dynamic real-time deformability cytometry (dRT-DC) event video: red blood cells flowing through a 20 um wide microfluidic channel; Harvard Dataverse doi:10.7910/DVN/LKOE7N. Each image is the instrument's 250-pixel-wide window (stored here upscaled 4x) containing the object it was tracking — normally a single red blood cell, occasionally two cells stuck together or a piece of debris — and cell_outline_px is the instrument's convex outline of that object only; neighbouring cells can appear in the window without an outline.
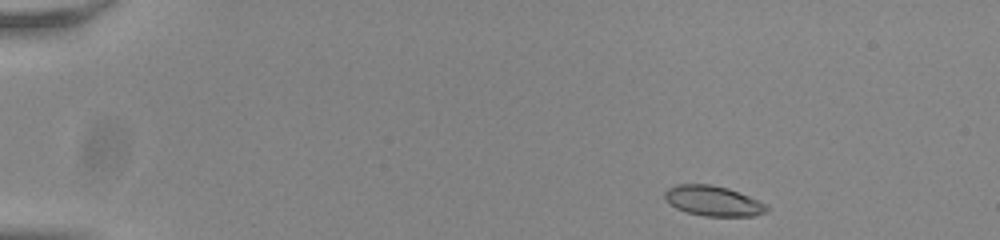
{"species": "common noctule bat (a hibernating species)", "species_latin": "Nyctalus noctula", "temperature_condition": "room temperature", "stored_images_in_passage": 48, "camera_frame_rate_fps": 3000, "um_per_image_px": 0.085, "animal": {"sex": "male", "body_mass_g": 20.0, "forearm_length_mm": 53.3}, "frame": {"image": 1, "passage_image": 1, "time_ms": 0.0, "image_size_px": [1000, 240], "cell_outline_px": [[768, 212], [752, 216], [704, 216], [688, 212], [676, 208], [668, 204], [664, 196], [664, 192], [668, 188], [676, 184], [712, 184], [728, 188], [768, 204]], "centroid_in_image_um": [60.61, 17.07], "position_along_channel_um": 24.4, "area_um2": 18.03}}
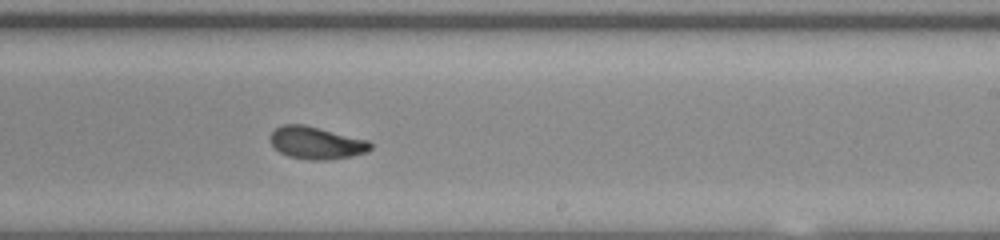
{"frame": {"image": 2, "passage_image": 28, "time_ms": 9.0, "image_size_px": [1000, 240], "cell_outline_px": [[372, 148], [368, 152], [352, 156], [324, 160], [308, 160], [288, 156], [280, 152], [268, 140], [272, 132], [276, 128], [284, 124], [304, 124], [368, 140], [372, 144]], "centroid_in_image_um": [26.89, 12.14], "position_along_channel_um": 262.1, "area_um2": 18.96}}
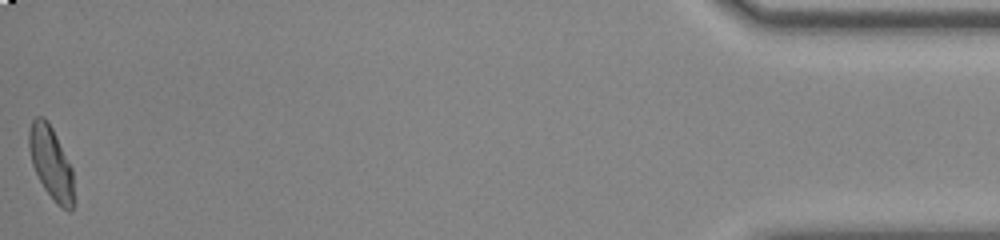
{"frame": {"image": 3, "passage_image": 48, "time_ms": 15.667, "image_size_px": [1000, 240], "cell_outline_px": [[72, 208], [68, 212], [60, 208], [56, 204], [44, 188], [32, 164], [28, 144], [28, 132], [32, 120], [36, 116], [44, 116], [48, 120], [72, 168]], "centroid_in_image_um": [4.31, 13.82], "position_along_channel_um": 430.9, "area_um2": 18.73}, "authors_computed_cell_mechanics": {"area_um2": 18.9584, "velocity_mm_per_s": 3.8057, "shape_relaxation_time_tau1_ms": 5.0309, "shape_relaxation_time_tau2_ms": 1.638, "deformation_change_tau1": 0.1581, "deformation_change_tau2": 0.0663}}